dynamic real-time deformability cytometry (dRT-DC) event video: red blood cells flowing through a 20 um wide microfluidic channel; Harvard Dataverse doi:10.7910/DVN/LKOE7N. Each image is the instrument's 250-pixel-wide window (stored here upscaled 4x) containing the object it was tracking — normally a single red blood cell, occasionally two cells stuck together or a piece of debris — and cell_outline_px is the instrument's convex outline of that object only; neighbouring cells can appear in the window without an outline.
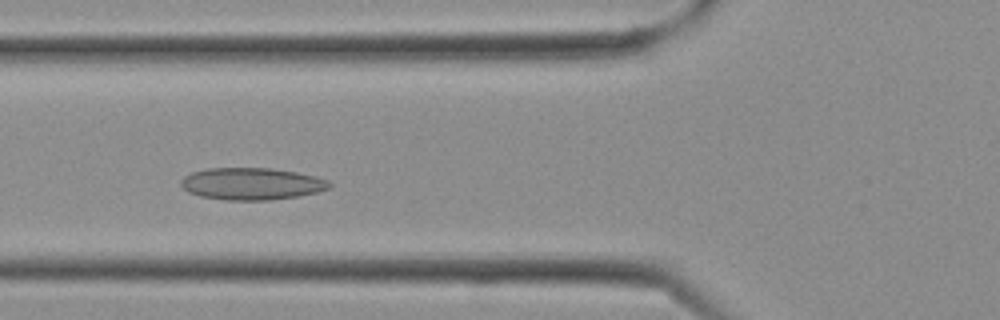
{"species": "Egyptian fruit bat (a non-hibernating species)", "species_latin": "Rousettus aegyptiacus", "temperature_condition": "cold", "stored_images_in_passage": 28, "camera_frame_rate_fps": 3000, "um_per_image_px": 0.085, "frame": {"image": 1, "passage_image": 10, "time_ms": 3.0, "image_size_px": [1000, 320], "cell_outline_px": [[332, 184], [328, 188], [316, 192], [300, 196], [268, 200], [228, 200], [200, 196], [188, 192], [180, 184], [180, 180], [184, 176], [192, 172], [208, 168], [272, 168], [296, 172], [316, 176], [328, 180]], "centroid_in_image_um": [21.39, 15.62], "position_along_channel_um": 104.4, "area_um2": 27.74}}
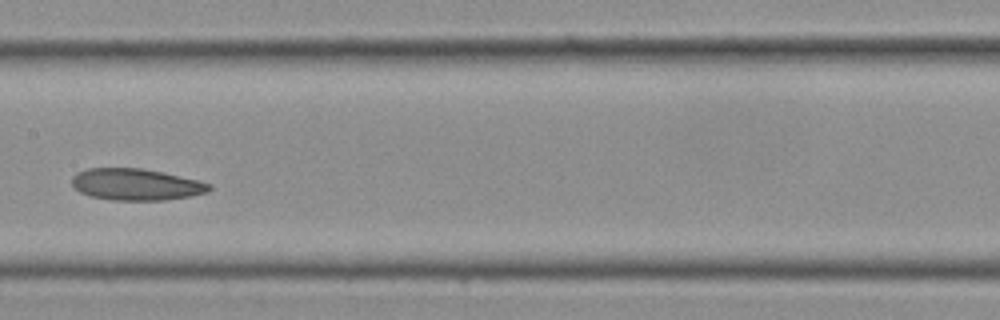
{"frame": {"image": 2, "passage_image": 14, "time_ms": 4.333, "image_size_px": [1000, 320], "cell_outline_px": [[212, 188], [208, 192], [188, 196], [164, 200], [112, 200], [92, 196], [80, 192], [72, 188], [72, 176], [76, 172], [88, 168], [140, 168], [164, 172], [200, 180], [212, 184]], "centroid_in_image_um": [11.56, 15.67], "position_along_channel_um": 195.8, "area_um2": 25.49}}
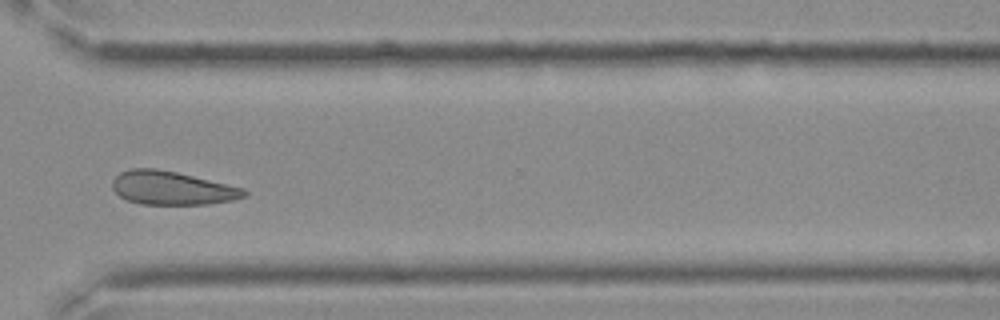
{"frame": {"image": 3, "passage_image": 21, "time_ms": 6.667, "image_size_px": [1000, 320], "cell_outline_px": [[248, 196], [232, 200], [208, 204], [140, 204], [128, 200], [120, 196], [112, 188], [112, 180], [120, 172], [132, 168], [156, 168], [176, 172], [244, 188], [248, 192]], "centroid_in_image_um": [14.62, 15.98], "position_along_channel_um": 356.0, "area_um2": 25.66}}